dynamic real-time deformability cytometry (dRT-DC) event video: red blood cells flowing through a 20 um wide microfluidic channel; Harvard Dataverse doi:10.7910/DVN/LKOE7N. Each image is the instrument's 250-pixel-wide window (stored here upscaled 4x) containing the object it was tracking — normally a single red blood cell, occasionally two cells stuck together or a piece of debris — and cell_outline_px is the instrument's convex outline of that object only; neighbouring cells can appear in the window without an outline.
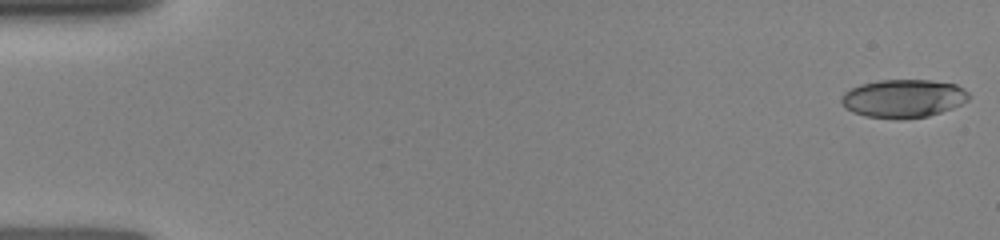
{"species": "human", "species_latin": "Homo sapiens", "temperature_condition": "room temperature", "stored_images_in_passage": 16, "camera_frame_rate_fps": 3000, "um_per_image_px": 0.085, "donor": {"sex": "female"}, "frame": {"image": 1, "passage_image": 1, "time_ms": 0.0, "image_size_px": [1000, 240], "cell_outline_px": [[972, 96], [968, 100], [952, 108], [928, 116], [864, 116], [852, 112], [844, 108], [840, 100], [840, 96], [844, 92], [860, 84], [880, 80], [932, 80], [956, 84], [964, 88]], "centroid_in_image_um": [76.79, 8.32], "position_along_channel_um": 8.2, "area_um2": 27.86}}
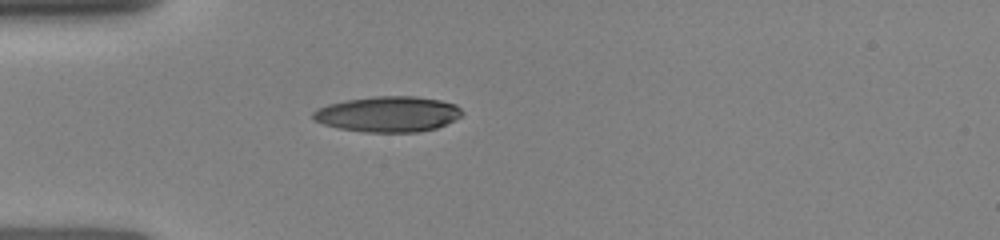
{"frame": {"image": 2, "passage_image": 10, "time_ms": 4.333, "image_size_px": [1000, 240], "cell_outline_px": [[464, 112], [460, 116], [436, 128], [416, 132], [364, 132], [340, 128], [324, 124], [312, 120], [312, 112], [316, 108], [328, 104], [348, 100], [372, 96], [416, 96], [440, 100], [456, 104]], "centroid_in_image_um": [32.95, 9.69], "position_along_channel_um": 52.0, "area_um2": 30.87}}
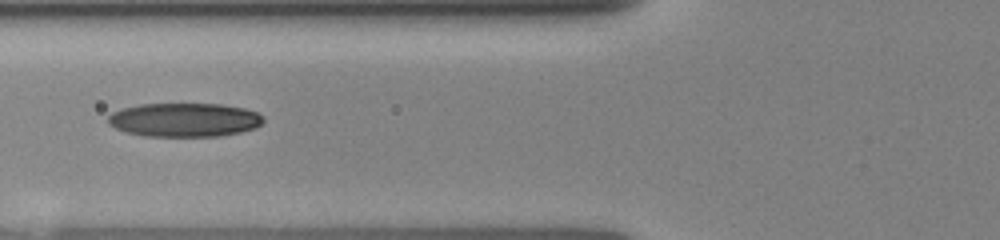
{"frame": {"image": 3, "passage_image": 14, "time_ms": 6.0, "image_size_px": [1000, 240], "cell_outline_px": [[264, 120], [256, 128], [240, 132], [220, 136], [144, 136], [124, 132], [108, 124], [108, 116], [112, 112], [124, 108], [140, 104], [220, 104], [244, 108], [256, 112], [264, 116]], "centroid_in_image_um": [15.67, 10.19], "position_along_channel_um": 110.1, "area_um2": 30.69}}